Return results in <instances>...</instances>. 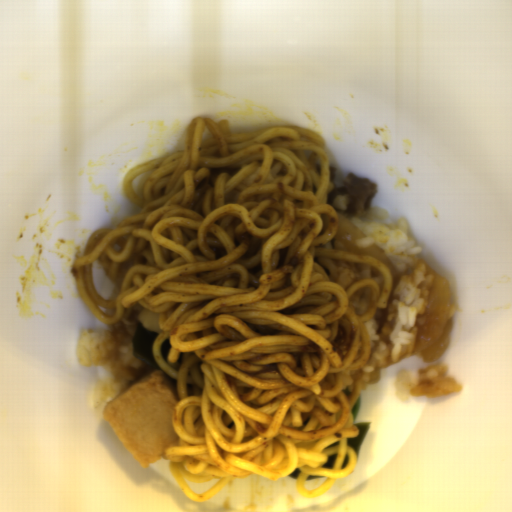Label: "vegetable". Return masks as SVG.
<instances>
[{"label": "vegetable", "instance_id": "add77e79", "mask_svg": "<svg viewBox=\"0 0 512 512\" xmlns=\"http://www.w3.org/2000/svg\"><path fill=\"white\" fill-rule=\"evenodd\" d=\"M359 412H360V398L358 395L357 401L352 408V421H354L357 418V416L359 415Z\"/></svg>", "mask_w": 512, "mask_h": 512}]
</instances>
